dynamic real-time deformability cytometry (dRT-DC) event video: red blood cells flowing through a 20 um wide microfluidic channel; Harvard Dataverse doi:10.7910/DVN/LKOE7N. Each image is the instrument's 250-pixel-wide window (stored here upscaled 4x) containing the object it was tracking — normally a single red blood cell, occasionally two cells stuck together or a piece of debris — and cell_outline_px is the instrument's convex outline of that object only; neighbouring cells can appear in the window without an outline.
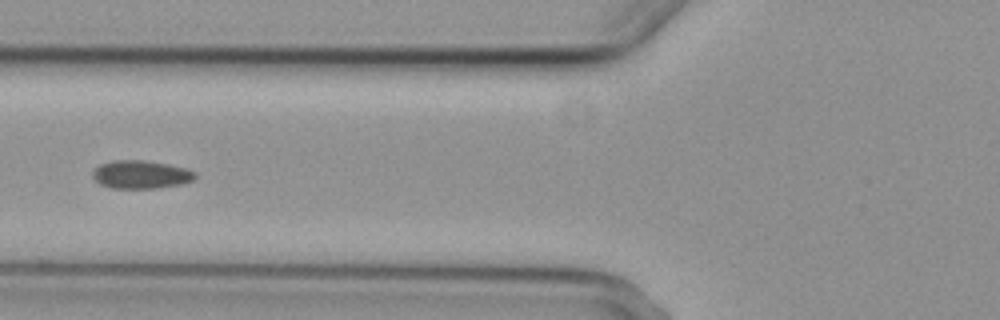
{"species": "common noctule bat (a hibernating species)", "species_latin": "Nyctalus noctula", "temperature_condition": "cold", "stored_images_in_passage": 4, "camera_frame_rate_fps": 3000, "um_per_image_px": 0.085, "animal": {"sex": "female", "body_mass_g": 29.2, "forearm_length_mm": 56.3}, "frame": {"image": 1, "passage_image": 2, "time_ms": 1.333, "image_size_px": [1000, 320], "cell_outline_px": [[196, 176], [192, 180], [180, 184], [156, 188], [112, 188], [100, 184], [92, 176], [92, 172], [100, 164], [112, 160], [144, 160], [168, 164], [184, 168], [196, 172]], "centroid_in_image_um": [11.95, 14.83], "position_along_channel_um": 113.8, "area_um2": 16.7}}
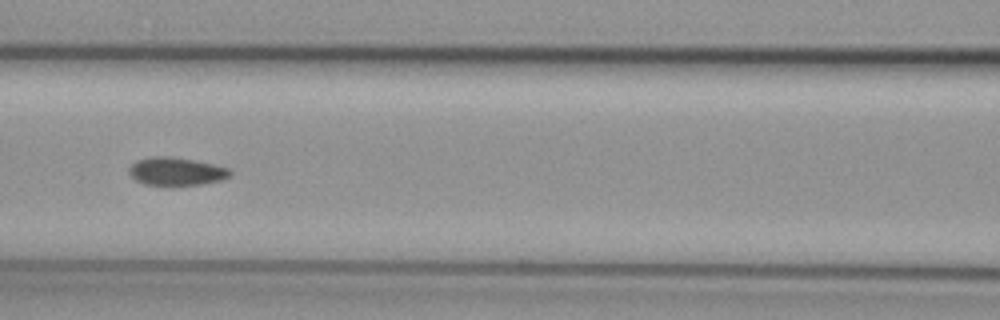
{"frame": {"image": 2, "passage_image": 3, "time_ms": 2.333, "image_size_px": [1000, 320], "cell_outline_px": [[232, 176], [220, 180], [200, 184], [144, 184], [136, 180], [128, 172], [128, 168], [136, 160], [152, 156], [172, 156], [212, 164], [228, 168], [232, 172]], "centroid_in_image_um": [14.97, 14.55], "position_along_channel_um": 151.6, "area_um2": 16.24}}
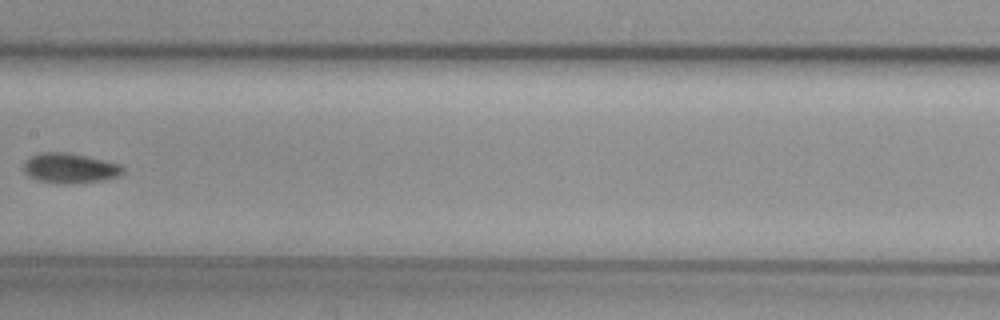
{"frame": {"image": 3, "passage_image": 4, "time_ms": 3.667, "image_size_px": [1000, 320], "cell_outline_px": [[124, 172], [120, 176], [104, 180], [72, 184], [60, 184], [36, 180], [28, 176], [24, 172], [24, 160], [40, 152], [68, 152], [104, 160], [120, 164], [124, 168]], "centroid_in_image_um": [5.94, 14.3], "position_along_channel_um": 201.5, "area_um2": 17.63}}